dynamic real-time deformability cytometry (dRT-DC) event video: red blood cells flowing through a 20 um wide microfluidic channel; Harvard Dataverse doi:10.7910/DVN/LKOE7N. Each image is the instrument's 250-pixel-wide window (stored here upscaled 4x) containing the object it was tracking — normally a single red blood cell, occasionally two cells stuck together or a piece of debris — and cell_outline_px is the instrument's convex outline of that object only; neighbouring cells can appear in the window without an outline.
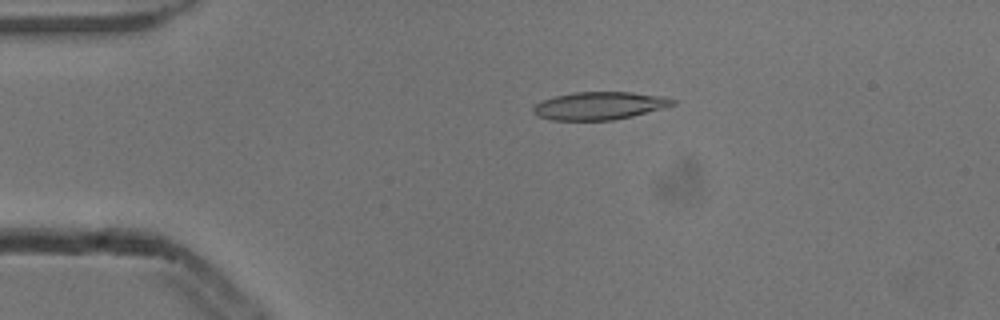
{"species": "common noctule bat (a hibernating species)", "species_latin": "Nyctalus noctula", "temperature_condition": "cold", "stored_images_in_passage": 4, "camera_frame_rate_fps": 3000, "um_per_image_px": 0.085, "animal": {"sex": "male", "body_mass_g": 13.3}, "frame": {"image": 1, "passage_image": 3, "time_ms": 0.667, "image_size_px": [1000, 320], "cell_outline_px": [[676, 104], [664, 108], [632, 116], [612, 120], [552, 120], [536, 116], [532, 112], [532, 108], [536, 104], [544, 100], [556, 96], [572, 92], [632, 92], [664, 96], [676, 100]], "centroid_in_image_um": [50.97, 8.98], "position_along_channel_um": 34.0, "area_um2": 22.66}}